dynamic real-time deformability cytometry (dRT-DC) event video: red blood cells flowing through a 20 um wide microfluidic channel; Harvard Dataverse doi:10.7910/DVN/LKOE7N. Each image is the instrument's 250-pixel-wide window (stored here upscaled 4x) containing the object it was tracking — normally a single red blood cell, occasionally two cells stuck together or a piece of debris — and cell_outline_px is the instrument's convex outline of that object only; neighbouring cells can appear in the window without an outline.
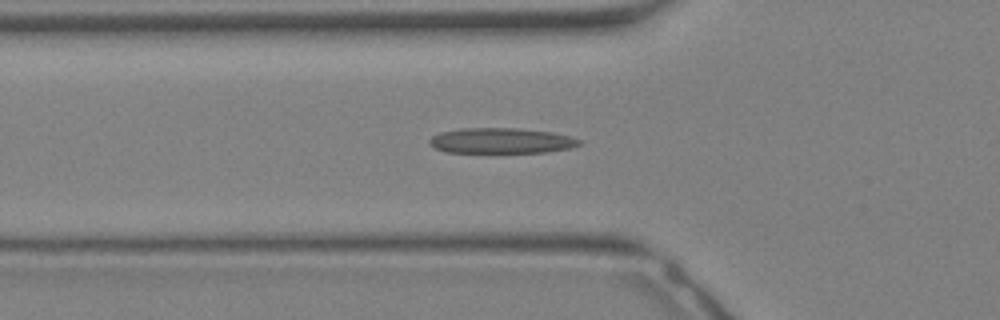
{"species": "Egyptian fruit bat (a non-hibernating species)", "species_latin": "Rousettus aegyptiacus", "temperature_condition": "warm", "stored_images_in_passage": 33, "camera_frame_rate_fps": 3000, "um_per_image_px": 0.085, "animal": {"sex": "female"}, "frame": {"image": 1, "passage_image": 11, "time_ms": 3.333, "image_size_px": [1000, 320], "cell_outline_px": [[580, 144], [568, 148], [544, 152], [448, 152], [436, 148], [428, 144], [428, 140], [432, 136], [440, 132], [464, 128], [516, 128], [552, 132], [568, 136], [580, 140]], "centroid_in_image_um": [42.55, 11.95], "position_along_channel_um": 83.2, "area_um2": 21.91}}
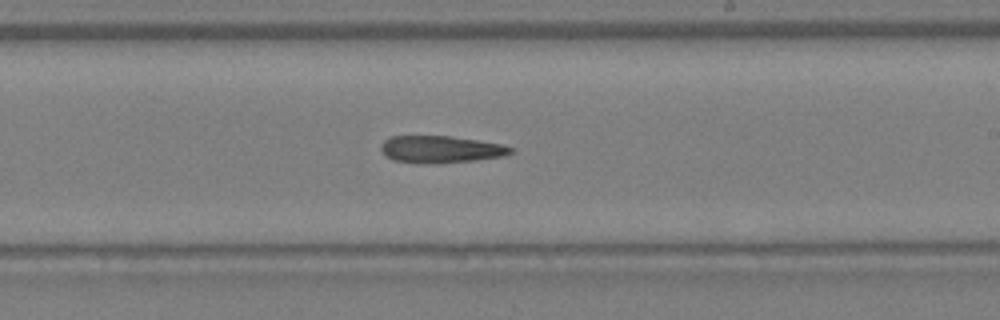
{"frame": {"image": 2, "passage_image": 19, "time_ms": 6.0, "image_size_px": [1000, 320], "cell_outline_px": [[512, 152], [504, 156], [476, 160], [392, 160], [380, 148], [380, 144], [384, 140], [392, 136], [452, 136], [504, 144], [512, 148]], "centroid_in_image_um": [37.52, 12.62], "position_along_channel_um": 251.5, "area_um2": 19.25}}
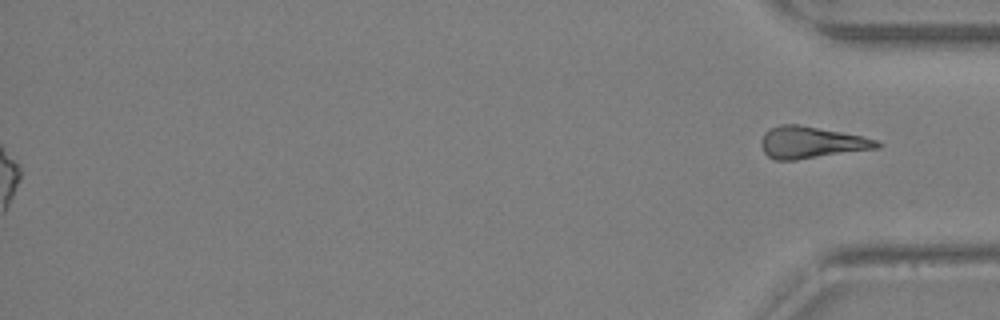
{"frame": {"image": 3, "passage_image": 33, "time_ms": 10.667, "image_size_px": [1000, 320], "cell_outline_px": [[884, 144], [880, 148], [796, 160], [776, 160], [768, 156], [764, 152], [760, 144], [760, 140], [764, 132], [780, 124], [796, 124], [864, 136], [876, 140]], "centroid_in_image_um": [68.97, 12.11], "position_along_channel_um": 366.2, "area_um2": 21.56}}